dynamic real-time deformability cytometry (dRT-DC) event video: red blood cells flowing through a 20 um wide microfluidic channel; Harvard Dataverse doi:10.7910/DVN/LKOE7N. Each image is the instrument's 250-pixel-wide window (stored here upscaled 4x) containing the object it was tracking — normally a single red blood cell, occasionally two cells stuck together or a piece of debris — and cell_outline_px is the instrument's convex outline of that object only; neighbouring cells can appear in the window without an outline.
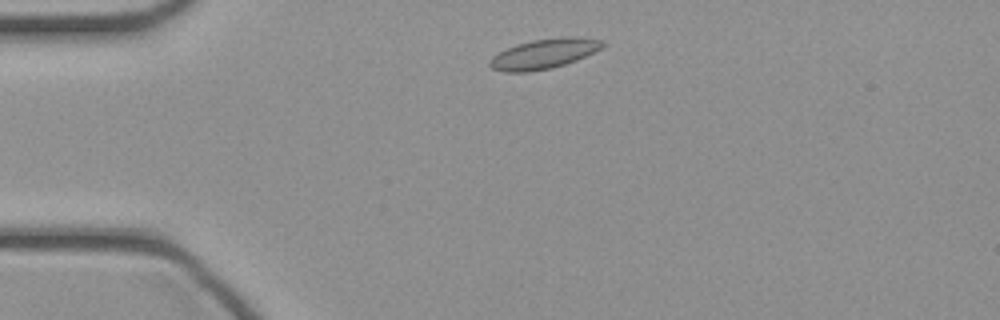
{"species": "common noctule bat (a hibernating species)", "species_latin": "Nyctalus noctula", "temperature_condition": "cold", "stored_images_in_passage": 39, "camera_frame_rate_fps": 3000, "um_per_image_px": 0.085, "animal": {"sex": "female", "body_mass_g": 21.9}, "frame": {"image": 1, "passage_image": 3, "time_ms": 0.667, "image_size_px": [1000, 320], "cell_outline_px": [[604, 44], [600, 48], [576, 60], [552, 68], [528, 72], [504, 72], [492, 68], [488, 64], [492, 56], [516, 44], [532, 40], [560, 36], [576, 36], [604, 40]], "centroid_in_image_um": [46.22, 4.56], "position_along_channel_um": 38.8, "area_um2": 19.59}}
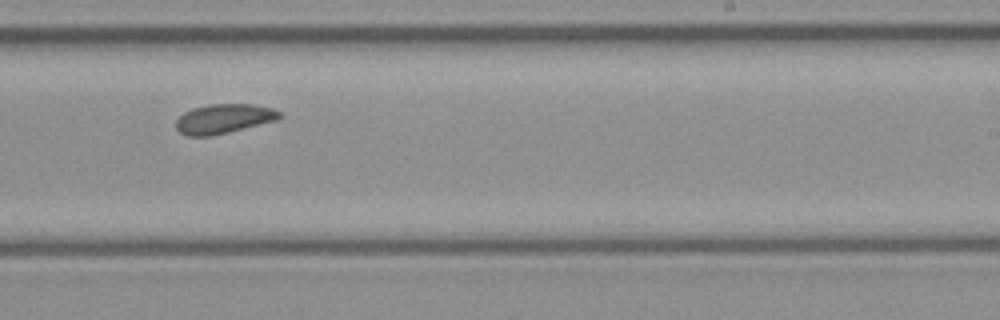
{"frame": {"image": 2, "passage_image": 21, "time_ms": 6.667, "image_size_px": [1000, 320], "cell_outline_px": [[284, 116], [276, 120], [212, 136], [188, 136], [180, 132], [176, 128], [176, 120], [184, 112], [192, 108], [208, 104], [252, 104], [272, 108], [280, 112]], "centroid_in_image_um": [19.01, 10.08], "position_along_channel_um": 270.0, "area_um2": 17.74}}
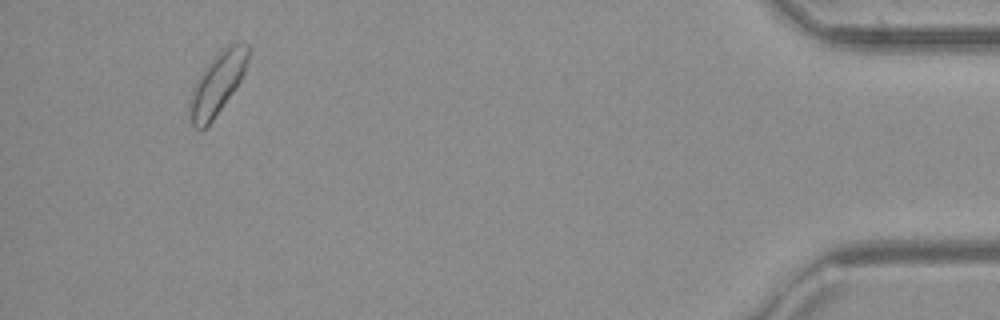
{"frame": {"image": 3, "passage_image": 36, "time_ms": 11.667, "image_size_px": [1000, 320], "cell_outline_px": [[248, 60], [244, 72], [236, 88], [212, 120], [204, 128], [196, 128], [192, 124], [188, 116], [188, 104], [192, 88], [208, 64], [220, 48], [228, 44], [248, 44]], "centroid_in_image_um": [18.45, 7.11], "position_along_channel_um": 416.8, "area_um2": 20.81}}